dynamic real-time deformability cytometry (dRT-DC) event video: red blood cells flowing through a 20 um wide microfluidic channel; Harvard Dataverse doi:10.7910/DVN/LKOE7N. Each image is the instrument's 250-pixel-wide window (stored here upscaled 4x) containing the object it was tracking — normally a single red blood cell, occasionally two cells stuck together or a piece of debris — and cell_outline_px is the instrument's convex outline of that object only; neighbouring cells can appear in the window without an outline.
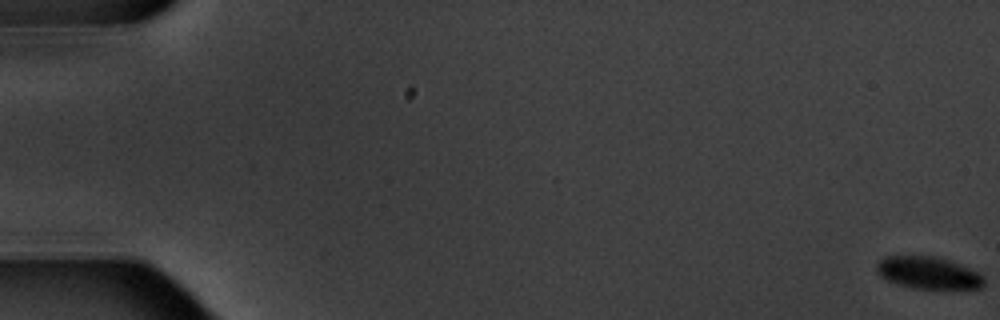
{"species": "common noctule bat (a hibernating species)", "species_latin": "Nyctalus noctula", "temperature_condition": "warm", "stored_images_in_passage": 6, "camera_frame_rate_fps": 3000, "um_per_image_px": 0.085, "animal": {"sex": "male", "body_mass_g": 20.1, "forearm_length_mm": 53.5}, "frame": {"image": 1, "passage_image": 1, "time_ms": 0.0, "image_size_px": [1000, 320], "cell_outline_px": [[984, 284], [980, 288], [912, 288], [896, 284], [880, 276], [876, 272], [876, 264], [880, 260], [888, 256], [932, 256], [948, 260], [960, 264], [984, 276]], "centroid_in_image_um": [78.87, 23.19], "position_along_channel_um": 6.1, "area_um2": 19.88}}
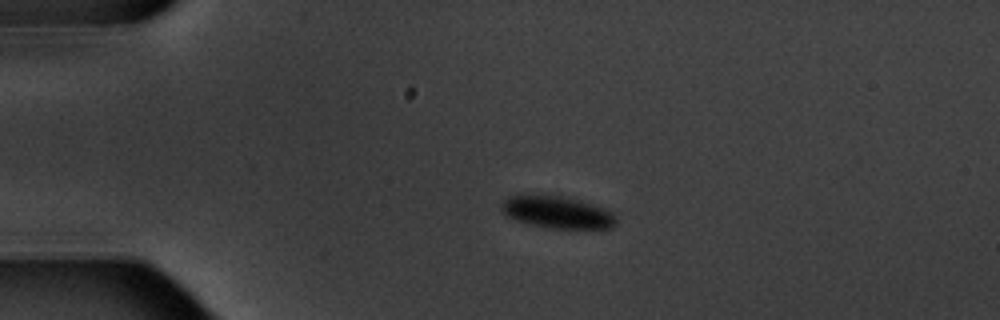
{"frame": {"image": 2, "passage_image": 5, "time_ms": 4.667, "image_size_px": [1000, 320], "cell_outline_px": [[616, 224], [612, 228], [600, 232], [544, 228], [516, 220], [504, 216], [500, 212], [500, 204], [508, 196], [520, 192], [540, 192], [564, 196], [592, 204], [612, 212], [616, 216]], "centroid_in_image_um": [47.33, 18.05], "position_along_channel_um": 37.7, "area_um2": 23.47}}